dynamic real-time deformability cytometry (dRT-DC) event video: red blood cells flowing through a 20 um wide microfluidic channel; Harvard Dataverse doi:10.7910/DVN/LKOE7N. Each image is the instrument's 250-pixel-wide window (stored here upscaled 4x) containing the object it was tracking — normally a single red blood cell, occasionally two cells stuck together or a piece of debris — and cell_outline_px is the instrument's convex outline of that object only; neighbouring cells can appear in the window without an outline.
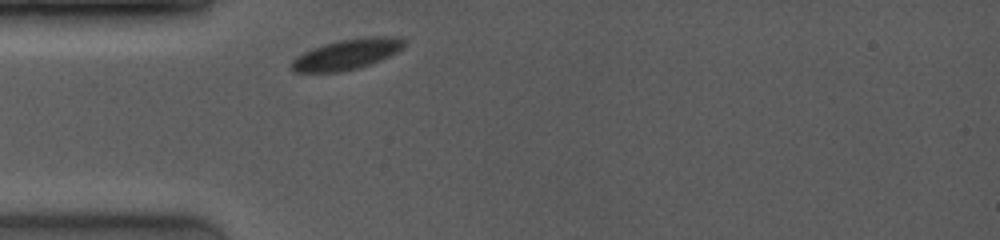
{"species": "common noctule bat (a hibernating species)", "species_latin": "Nyctalus noctula", "temperature_condition": "room temperature", "stored_images_in_passage": 1, "camera_frame_rate_fps": 4000, "um_per_image_px": 0.085, "animal": {"sex": "female", "body_mass_g": 19.0, "forearm_length_mm": 53.3}, "frame": {"image": 1, "passage_image": 1, "time_ms": 0.0, "image_size_px": [1000, 240], "cell_outline_px": [[404, 44], [396, 52], [380, 60], [360, 68], [340, 72], [292, 72], [288, 64], [296, 56], [312, 48], [324, 44], [340, 40], [364, 36], [396, 36], [404, 40]], "centroid_in_image_um": [29.42, 4.62], "position_along_channel_um": 55.6, "area_um2": 20.11}}